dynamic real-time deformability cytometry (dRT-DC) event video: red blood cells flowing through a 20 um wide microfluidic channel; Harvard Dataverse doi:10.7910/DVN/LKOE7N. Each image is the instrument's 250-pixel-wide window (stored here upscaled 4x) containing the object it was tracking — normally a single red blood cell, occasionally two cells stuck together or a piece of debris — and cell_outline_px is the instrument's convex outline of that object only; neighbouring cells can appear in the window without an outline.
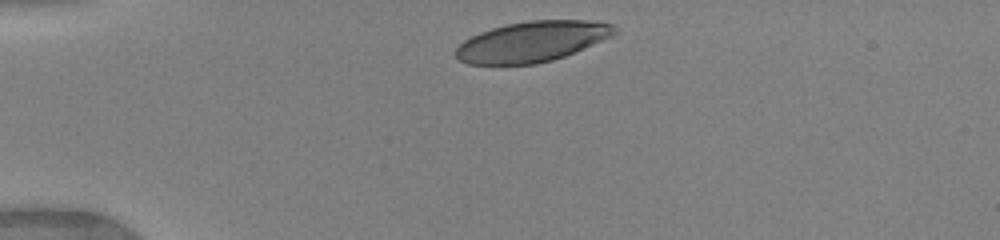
{"species": "human", "species_latin": "Homo sapiens", "temperature_condition": "warm", "stored_images_in_passage": 4, "camera_frame_rate_fps": 3000, "um_per_image_px": 0.085, "donor": {"sex": "female"}, "frame": {"image": 1, "passage_image": 1, "time_ms": 0.0, "image_size_px": [1000, 240], "cell_outline_px": [[616, 36], [564, 56], [552, 60], [536, 64], [468, 64], [460, 60], [456, 56], [456, 48], [464, 40], [480, 32], [492, 28], [508, 24], [528, 20], [588, 20], [616, 24]], "centroid_in_image_um": [45.29, 3.52], "position_along_channel_um": 39.7, "area_um2": 37.57}}